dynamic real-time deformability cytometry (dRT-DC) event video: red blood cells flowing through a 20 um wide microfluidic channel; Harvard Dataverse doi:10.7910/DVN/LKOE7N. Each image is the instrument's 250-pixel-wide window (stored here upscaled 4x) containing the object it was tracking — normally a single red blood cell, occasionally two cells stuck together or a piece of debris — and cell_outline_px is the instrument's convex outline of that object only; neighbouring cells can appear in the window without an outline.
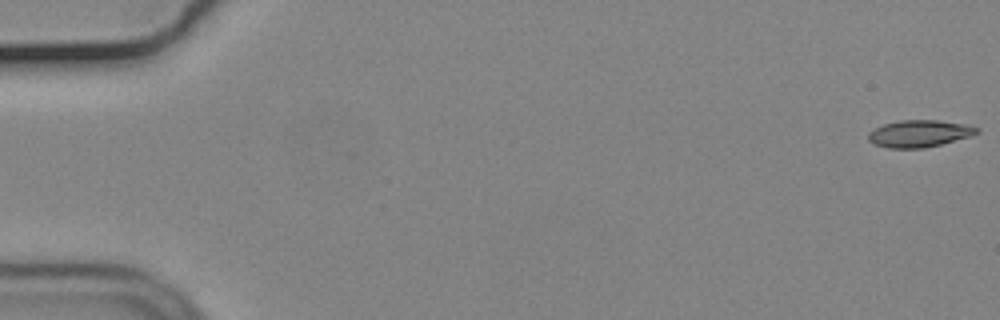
{"species": "common noctule bat (a hibernating species)", "species_latin": "Nyctalus noctula", "temperature_condition": "cold", "stored_images_in_passage": 54, "camera_frame_rate_fps": 3000, "um_per_image_px": 0.085, "animal": {"sex": "male", "body_mass_g": 19.2, "forearm_length_mm": 51.8}, "frame": {"image": 1, "passage_image": 1, "time_ms": 0.0, "image_size_px": [1000, 320], "cell_outline_px": [[980, 132], [972, 136], [924, 148], [888, 148], [876, 144], [868, 140], [868, 132], [884, 124], [900, 120], [936, 120], [964, 124], [980, 128]], "centroid_in_image_um": [78.16, 11.35], "position_along_channel_um": 6.8, "area_um2": 16.99}}
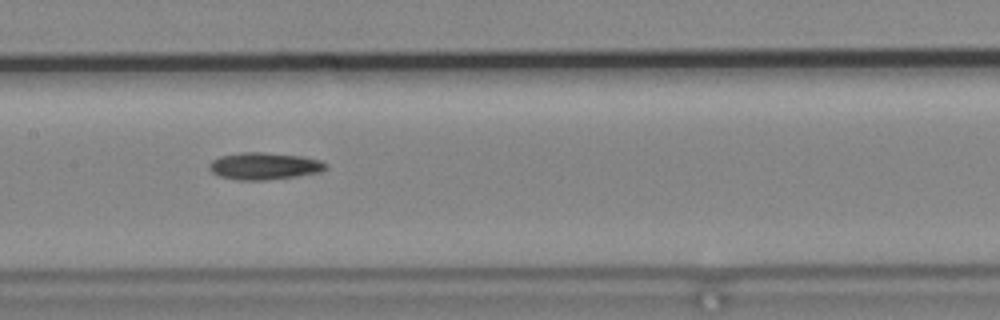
{"frame": {"image": 2, "passage_image": 28, "time_ms": 9.0, "image_size_px": [1000, 320], "cell_outline_px": [[328, 168], [316, 172], [296, 176], [264, 180], [236, 180], [220, 176], [212, 172], [208, 168], [208, 164], [212, 160], [220, 156], [240, 152], [264, 152], [296, 156], [320, 160], [328, 164]], "centroid_in_image_um": [22.4, 14.11], "position_along_channel_um": 185.0, "area_um2": 18.21}}
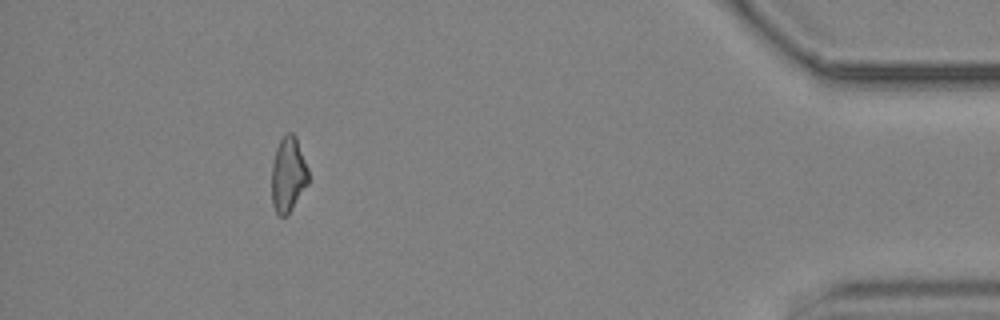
{"frame": {"image": 3, "passage_image": 51, "time_ms": 16.667, "image_size_px": [1000, 320], "cell_outline_px": [[308, 184], [288, 216], [280, 216], [276, 212], [272, 204], [272, 164], [276, 148], [280, 140], [288, 132], [292, 132], [296, 136], [308, 168]], "centroid_in_image_um": [24.5, 14.86], "position_along_channel_um": 410.7, "area_um2": 16.18}}